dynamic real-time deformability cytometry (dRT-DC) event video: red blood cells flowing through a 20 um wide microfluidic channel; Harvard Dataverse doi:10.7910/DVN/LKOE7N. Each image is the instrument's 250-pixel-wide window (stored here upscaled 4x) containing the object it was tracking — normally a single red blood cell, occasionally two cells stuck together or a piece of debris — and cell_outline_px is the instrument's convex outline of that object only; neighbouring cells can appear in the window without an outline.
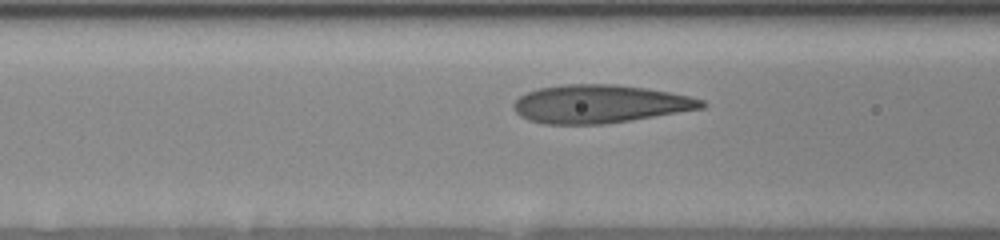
{"species": "human", "species_latin": "Homo sapiens", "temperature_condition": "room temperature", "stored_images_in_passage": 9, "camera_frame_rate_fps": 3000, "um_per_image_px": 0.085, "donor": {"sex": "female"}, "frame": {"image": 1, "passage_image": 6, "time_ms": 2.667, "image_size_px": [1000, 240], "cell_outline_px": [[708, 104], [704, 108], [632, 120], [604, 124], [544, 124], [528, 120], [520, 116], [512, 108], [512, 104], [520, 96], [528, 92], [540, 88], [564, 84], [616, 84], [648, 88], [688, 96], [704, 100]], "centroid_in_image_um": [50.99, 8.84], "position_along_channel_um": 115.6, "area_um2": 41.96}}
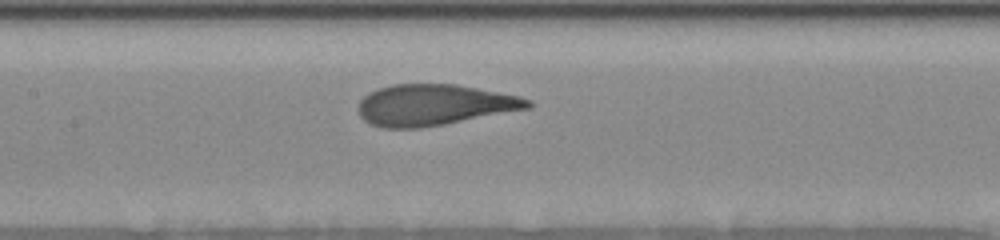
{"frame": {"image": 2, "passage_image": 8, "time_ms": 4.0, "image_size_px": [1000, 240], "cell_outline_px": [[532, 108], [444, 124], [420, 128], [380, 128], [364, 120], [360, 116], [360, 100], [368, 92], [392, 84], [456, 84], [520, 96], [532, 100]], "centroid_in_image_um": [36.93, 8.92], "position_along_channel_um": 170.5, "area_um2": 40.58}}